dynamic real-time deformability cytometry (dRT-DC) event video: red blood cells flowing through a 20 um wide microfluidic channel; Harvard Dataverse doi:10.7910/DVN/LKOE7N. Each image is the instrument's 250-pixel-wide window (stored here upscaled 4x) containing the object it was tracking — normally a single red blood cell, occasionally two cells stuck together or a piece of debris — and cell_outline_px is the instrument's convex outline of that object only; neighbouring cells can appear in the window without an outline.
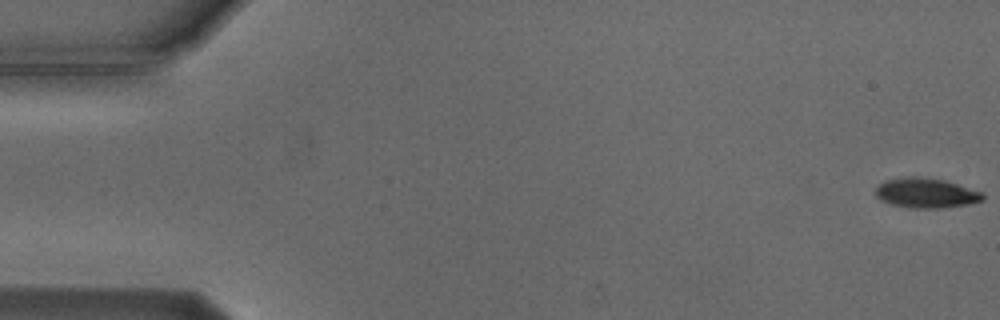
{"species": "Egyptian fruit bat (a non-hibernating species)", "species_latin": "Rousettus aegyptiacus", "temperature_condition": "cold", "stored_images_in_passage": 4, "segment_of_instrument_passage": [2, 2], "camera_frame_rate_fps": 3000, "um_per_image_px": 0.085, "animal": {"sex": "male"}, "frame": {"image": 1, "passage_image": 4, "time_ms": 4.667, "image_size_px": [1000, 320], "cell_outline_px": [[984, 200], [968, 204], [940, 208], [908, 208], [892, 204], [880, 200], [876, 196], [876, 188], [884, 180], [908, 176], [916, 176], [944, 180], [984, 192]], "centroid_in_image_um": [78.72, 16.4], "position_along_channel_um": 6.3, "area_um2": 18.73}}